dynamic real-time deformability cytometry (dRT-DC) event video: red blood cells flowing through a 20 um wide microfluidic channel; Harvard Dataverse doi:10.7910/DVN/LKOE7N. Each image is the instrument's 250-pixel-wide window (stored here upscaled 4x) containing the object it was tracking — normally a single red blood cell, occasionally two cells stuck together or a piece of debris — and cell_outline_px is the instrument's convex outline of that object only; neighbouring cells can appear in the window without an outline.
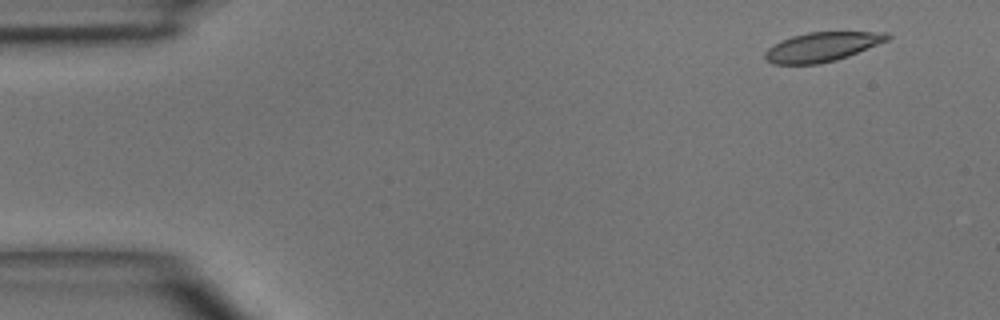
{"species": "common noctule bat (a hibernating species)", "species_latin": "Nyctalus noctula", "temperature_condition": "room temperature", "stored_images_in_passage": 2, "segment_of_instrument_passage": [2, 2], "camera_frame_rate_fps": 3000, "um_per_image_px": 0.085, "animal": {"sex": "male", "body_mass_g": 15.6}, "frame": {"image": 1, "passage_image": 2, "time_ms": 2.0, "image_size_px": [1000, 320], "cell_outline_px": [[892, 36], [888, 40], [848, 56], [836, 60], [820, 64], [772, 64], [764, 56], [764, 52], [768, 48], [780, 40], [792, 36], [808, 32], [888, 32]], "centroid_in_image_um": [69.87, 3.98], "position_along_channel_um": 15.1, "area_um2": 20.87}}